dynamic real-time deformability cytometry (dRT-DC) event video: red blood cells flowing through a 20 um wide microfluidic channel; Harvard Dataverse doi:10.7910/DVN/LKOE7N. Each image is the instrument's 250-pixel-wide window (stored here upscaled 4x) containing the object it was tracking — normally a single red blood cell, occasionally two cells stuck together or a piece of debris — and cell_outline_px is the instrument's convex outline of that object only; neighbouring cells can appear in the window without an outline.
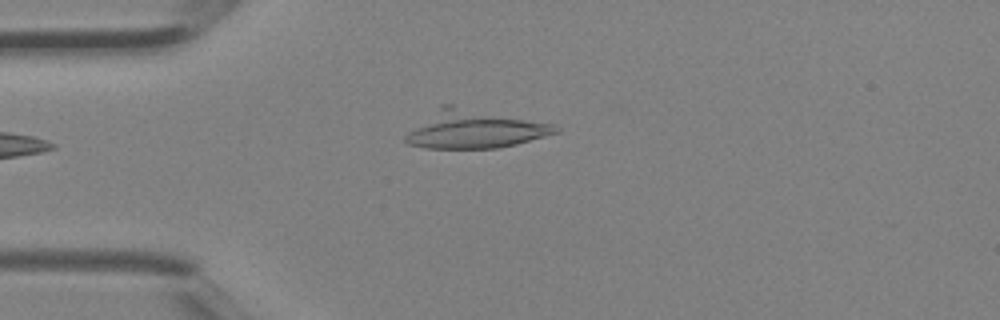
{"species": "Egyptian fruit bat (a non-hibernating species)", "species_latin": "Rousettus aegyptiacus", "temperature_condition": "room temperature", "stored_images_in_passage": 1, "camera_frame_rate_fps": 3000, "um_per_image_px": 0.085, "animal": {"sex": "female"}, "frame": {"image": 1, "passage_image": 1, "time_ms": 0.0, "image_size_px": [1000, 320], "cell_outline_px": [[560, 132], [516, 144], [496, 148], [424, 148], [408, 144], [404, 140], [404, 136], [408, 132], [440, 104], [452, 104], [556, 124], [560, 128]], "centroid_in_image_um": [40.35, 10.97], "position_along_channel_um": 44.6, "area_um2": 33.47}}